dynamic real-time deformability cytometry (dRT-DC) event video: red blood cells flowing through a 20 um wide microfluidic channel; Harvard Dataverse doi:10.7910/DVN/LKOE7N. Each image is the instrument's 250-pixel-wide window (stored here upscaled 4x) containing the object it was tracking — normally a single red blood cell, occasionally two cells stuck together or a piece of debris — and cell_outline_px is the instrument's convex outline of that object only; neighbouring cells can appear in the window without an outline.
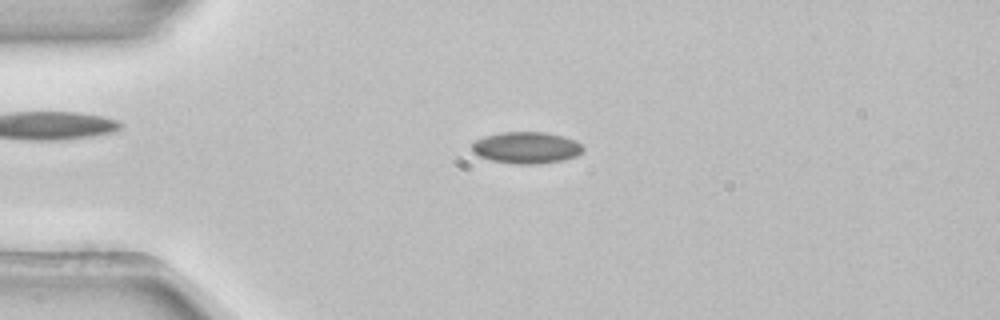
{"species": "common noctule bat (a hibernating species)", "species_latin": "Nyctalus noctula", "temperature_condition": "room temperature", "stored_images_in_passage": 4, "camera_frame_rate_fps": 3000, "um_per_image_px": 0.085, "animal": {"sex": "female", "body_mass_g": 22.7, "forearm_length_mm": 54.2}, "frame": {"image": 1, "passage_image": 2, "time_ms": 0.333, "image_size_px": [1000, 320], "cell_outline_px": [[584, 152], [576, 156], [564, 160], [536, 164], [512, 164], [492, 160], [480, 156], [472, 152], [472, 144], [476, 140], [484, 136], [500, 132], [544, 132], [564, 136], [576, 140], [584, 148]], "centroid_in_image_um": [44.76, 12.55], "position_along_channel_um": 40.2, "area_um2": 20.63}}